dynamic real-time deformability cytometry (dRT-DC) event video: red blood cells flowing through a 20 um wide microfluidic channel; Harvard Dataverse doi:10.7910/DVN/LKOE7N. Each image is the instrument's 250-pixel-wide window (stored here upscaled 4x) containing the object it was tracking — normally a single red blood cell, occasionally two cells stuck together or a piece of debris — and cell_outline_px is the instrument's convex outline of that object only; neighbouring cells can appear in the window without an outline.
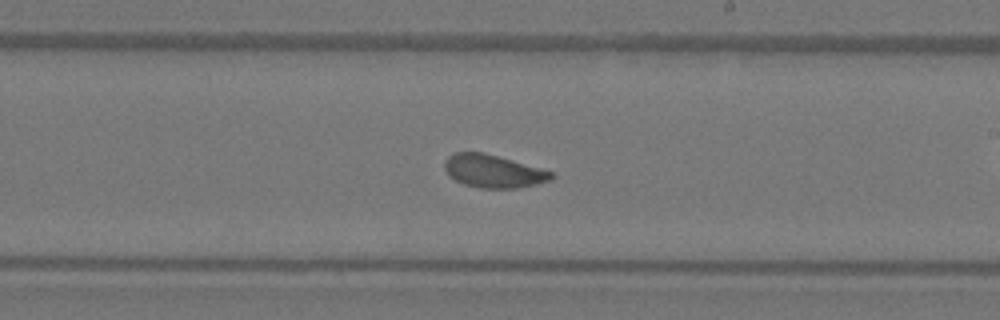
{"species": "Egyptian fruit bat (a non-hibernating species)", "species_latin": "Rousettus aegyptiacus", "temperature_condition": "warm", "stored_images_in_passage": 50, "camera_frame_rate_fps": 3000, "um_per_image_px": 0.085, "animal": {"sex": "female"}, "frame": {"image": 1, "passage_image": 29, "time_ms": 9.333, "image_size_px": [1000, 320], "cell_outline_px": [[556, 176], [552, 180], [536, 184], [516, 188], [480, 188], [464, 184], [448, 176], [444, 168], [444, 160], [448, 156], [456, 152], [484, 152], [556, 172]], "centroid_in_image_um": [41.96, 14.55], "position_along_channel_um": 247.0, "area_um2": 20.75}, "authors_computed_cell_mechanics": {"area_um2": 21.097, "velocity_mm_per_s": 4.0872, "shape_relaxation_time_tau1_ms": 3.7355, "shape_relaxation_time_tau2_ms": 0.6769, "deformation_change_tau1": 0.0952, "deformation_change_tau2": 0.0588}}